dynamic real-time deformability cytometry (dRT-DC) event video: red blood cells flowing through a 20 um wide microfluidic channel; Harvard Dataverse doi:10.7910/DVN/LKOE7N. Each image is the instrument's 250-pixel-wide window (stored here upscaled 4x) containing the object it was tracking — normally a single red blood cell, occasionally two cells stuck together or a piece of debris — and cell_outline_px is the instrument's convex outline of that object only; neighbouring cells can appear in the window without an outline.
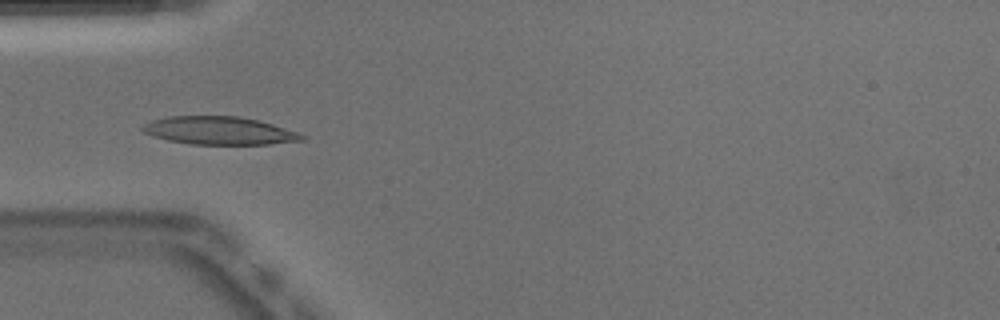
{"species": "Egyptian fruit bat (a non-hibernating species)", "species_latin": "Rousettus aegyptiacus", "temperature_condition": "warm", "stored_images_in_passage": 50, "camera_frame_rate_fps": 3000, "um_per_image_px": 0.085, "animal": {"sex": "male"}, "frame": {"image": 1, "passage_image": 15, "time_ms": 4.667, "image_size_px": [1000, 320], "cell_outline_px": [[308, 136], [304, 140], [268, 144], [192, 144], [168, 140], [152, 136], [144, 132], [140, 128], [144, 124], [152, 120], [168, 116], [240, 116], [272, 124]], "centroid_in_image_um": [18.61, 11.1], "position_along_channel_um": 66.4, "area_um2": 25.84}}
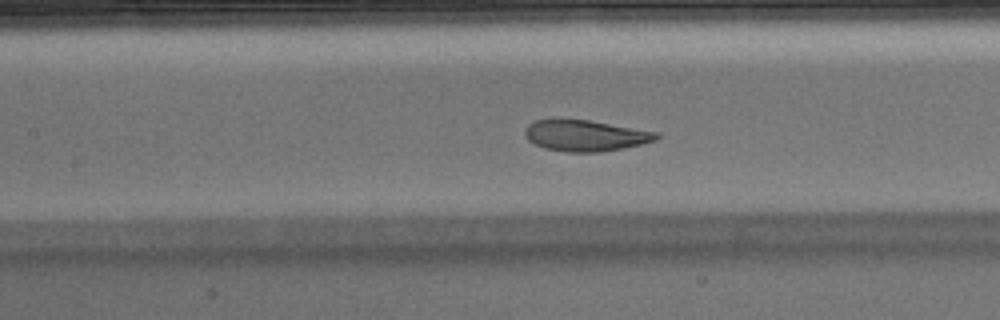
{"frame": {"image": 2, "passage_image": 22, "time_ms": 7.0, "image_size_px": [1000, 320], "cell_outline_px": [[660, 136], [656, 140], [640, 144], [600, 152], [568, 152], [544, 148], [528, 140], [524, 136], [524, 132], [528, 124], [536, 120], [588, 120], [660, 132]], "centroid_in_image_um": [49.77, 11.53], "position_along_channel_um": 157.6, "area_um2": 23.58}, "authors_computed_cell_mechanics": {"area_um2": 24.6806, "velocity_mm_per_s": 3.8696, "shape_relaxation_time_tau1_ms": 2.5044, "shape_relaxation_time_tau2_ms": 0.9672, "deformation_change_tau1": 0.1187, "deformation_change_tau2": 0.0691}}